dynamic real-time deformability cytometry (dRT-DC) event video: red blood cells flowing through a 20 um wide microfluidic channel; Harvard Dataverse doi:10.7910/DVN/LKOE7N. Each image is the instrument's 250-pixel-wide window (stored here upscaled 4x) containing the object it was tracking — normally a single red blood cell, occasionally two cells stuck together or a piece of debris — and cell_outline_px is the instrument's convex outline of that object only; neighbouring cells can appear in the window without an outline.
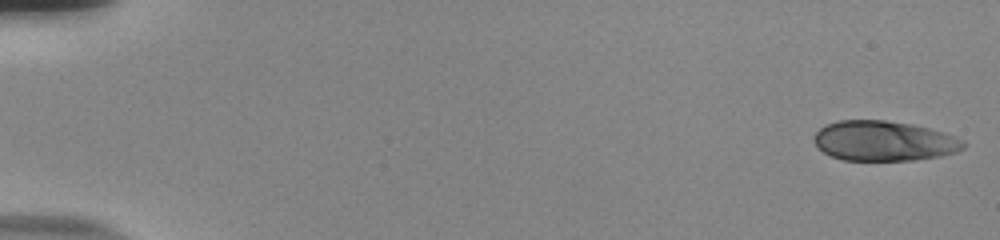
{"species": "human", "species_latin": "Homo sapiens", "temperature_condition": "room temperature", "stored_images_in_passage": 55, "camera_frame_rate_fps": 3000, "um_per_image_px": 0.085, "donor": {"sex": "male"}, "frame": {"image": 1, "passage_image": 1, "time_ms": 0.0, "image_size_px": [1000, 240], "cell_outline_px": [[964, 148], [956, 152], [940, 156], [912, 160], [844, 160], [832, 156], [824, 152], [816, 144], [816, 132], [824, 124], [840, 120], [884, 120], [912, 124], [944, 132], [964, 140]], "centroid_in_image_um": [75.16, 11.97], "position_along_channel_um": 9.8, "area_um2": 34.62}}
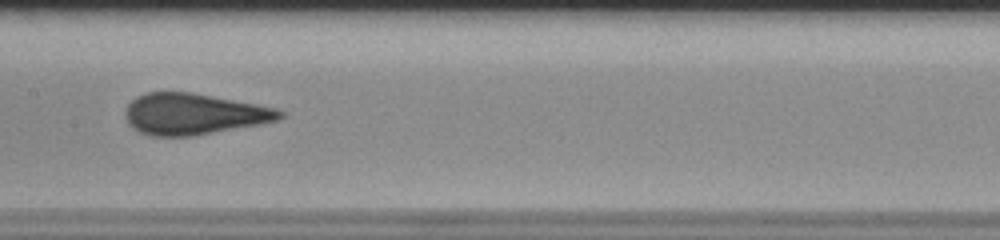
{"frame": {"image": 2, "passage_image": 29, "time_ms": 9.333, "image_size_px": [1000, 240], "cell_outline_px": [[284, 116], [276, 120], [260, 124], [192, 136], [152, 136], [140, 132], [132, 128], [128, 124], [124, 116], [124, 112], [128, 104], [136, 96], [148, 92], [188, 92], [256, 104], [276, 108], [284, 112]], "centroid_in_image_um": [16.42, 9.7], "position_along_channel_um": 191.0, "area_um2": 36.88}}
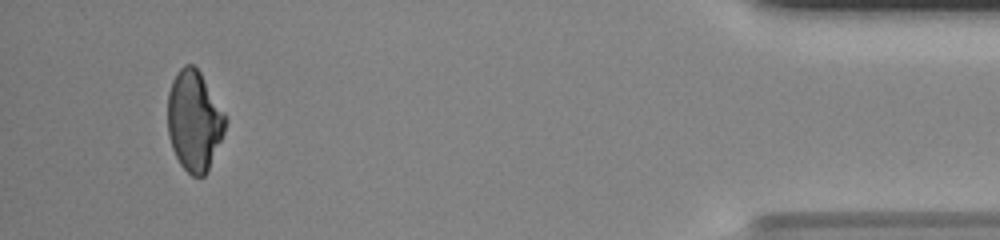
{"frame": {"image": 3, "passage_image": 52, "time_ms": 17.0, "image_size_px": [1000, 240], "cell_outline_px": [[228, 120], [224, 132], [208, 172], [204, 176], [192, 176], [180, 164], [172, 148], [168, 136], [168, 92], [172, 80], [176, 72], [184, 64], [192, 64], [200, 72], [224, 112]], "centroid_in_image_um": [16.51, 10.27], "position_along_channel_um": 418.7, "area_um2": 33.81}, "authors_computed_cell_mechanics": {"area_um2": 36.5296, "velocity_mm_per_s": 3.7711, "shape_relaxation_time_tau1_ms": 9.1838, "shape_relaxation_time_tau2_ms": null, "deformation_change_tau1": 0.2129, "deformation_change_tau2": null}}